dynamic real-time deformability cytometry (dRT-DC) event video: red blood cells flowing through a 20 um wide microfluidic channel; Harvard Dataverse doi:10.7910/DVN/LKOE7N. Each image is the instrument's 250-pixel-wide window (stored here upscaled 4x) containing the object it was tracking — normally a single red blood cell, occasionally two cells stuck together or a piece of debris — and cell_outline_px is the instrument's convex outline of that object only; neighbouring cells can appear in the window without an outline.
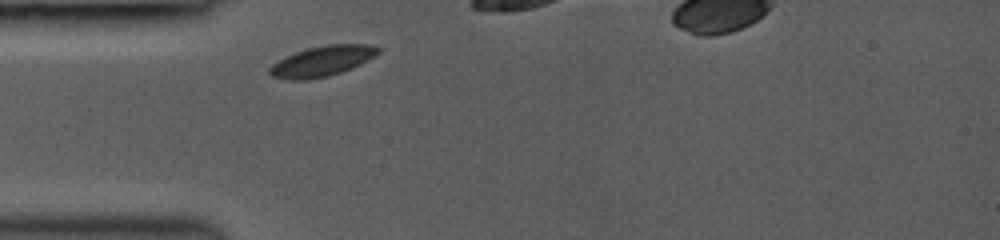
{"species": "common noctule bat (a hibernating species)", "species_latin": "Nyctalus noctula", "temperature_condition": "room temperature", "stored_images_in_passage": 48, "camera_frame_rate_fps": 3000, "um_per_image_px": 0.085, "animal": {"sex": "female", "body_mass_g": 19.0, "forearm_length_mm": 53.3}, "frame": {"image": 1, "passage_image": 1, "time_ms": 0.0, "image_size_px": [1000, 240], "cell_outline_px": [[380, 52], [368, 60], [352, 68], [328, 76], [304, 80], [292, 80], [272, 76], [268, 72], [268, 68], [272, 64], [284, 56], [308, 48], [328, 44], [372, 44], [380, 48]], "centroid_in_image_um": [27.38, 5.19], "position_along_channel_um": 57.6, "area_um2": 19.19}}
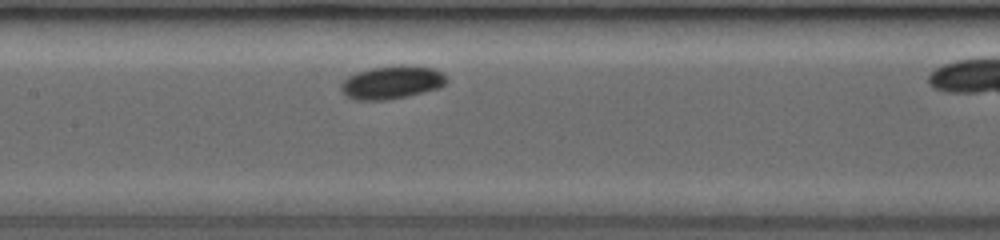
{"frame": {"image": 2, "passage_image": 17, "time_ms": 3.0, "image_size_px": [1000, 240], "cell_outline_px": [[448, 80], [440, 88], [424, 92], [388, 100], [352, 100], [344, 96], [340, 88], [340, 84], [348, 76], [356, 72], [372, 68], [400, 64], [404, 64], [432, 68], [444, 72]], "centroid_in_image_um": [33.29, 7.0], "position_along_channel_um": 174.1, "area_um2": 20.75}}
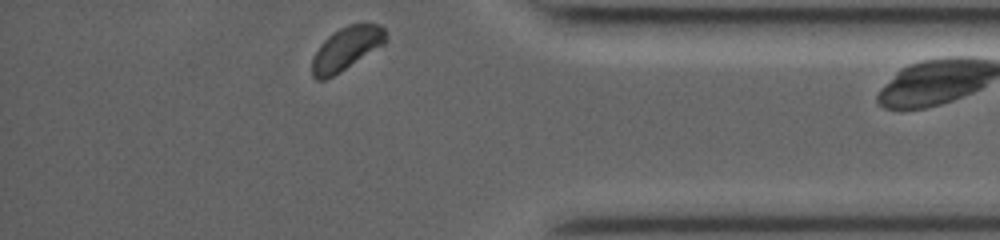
{"frame": {"image": 3, "passage_image": 46, "time_ms": 9.0, "image_size_px": [1000, 240], "cell_outline_px": [[388, 40], [384, 44], [340, 72], [324, 80], [316, 80], [312, 76], [312, 60], [320, 44], [332, 32], [348, 24], [380, 24], [384, 28], [388, 36]], "centroid_in_image_um": [29.45, 4.12], "position_along_channel_um": 405.8, "area_um2": 18.55}}